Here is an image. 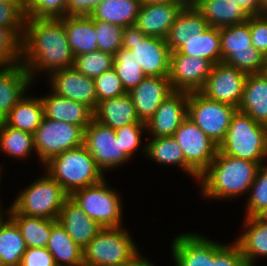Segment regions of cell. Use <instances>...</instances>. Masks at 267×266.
<instances>
[{"mask_svg":"<svg viewBox=\"0 0 267 266\" xmlns=\"http://www.w3.org/2000/svg\"><path fill=\"white\" fill-rule=\"evenodd\" d=\"M74 55L60 18H26L21 64L34 80L37 71H54L74 66Z\"/></svg>","mask_w":267,"mask_h":266,"instance_id":"1","label":"cell"},{"mask_svg":"<svg viewBox=\"0 0 267 266\" xmlns=\"http://www.w3.org/2000/svg\"><path fill=\"white\" fill-rule=\"evenodd\" d=\"M259 164L227 156L218 150L209 167L200 175L202 195L207 198L231 199L249 193Z\"/></svg>","mask_w":267,"mask_h":266,"instance_id":"2","label":"cell"},{"mask_svg":"<svg viewBox=\"0 0 267 266\" xmlns=\"http://www.w3.org/2000/svg\"><path fill=\"white\" fill-rule=\"evenodd\" d=\"M44 165L47 173L69 196L74 191L95 185L105 178L84 144L52 157Z\"/></svg>","mask_w":267,"mask_h":266,"instance_id":"3","label":"cell"},{"mask_svg":"<svg viewBox=\"0 0 267 266\" xmlns=\"http://www.w3.org/2000/svg\"><path fill=\"white\" fill-rule=\"evenodd\" d=\"M219 151L227 156L263 164L267 158V126L237 110L224 140L219 144Z\"/></svg>","mask_w":267,"mask_h":266,"instance_id":"4","label":"cell"},{"mask_svg":"<svg viewBox=\"0 0 267 266\" xmlns=\"http://www.w3.org/2000/svg\"><path fill=\"white\" fill-rule=\"evenodd\" d=\"M127 229L102 228L83 249V266H124L138 253Z\"/></svg>","mask_w":267,"mask_h":266,"instance_id":"5","label":"cell"},{"mask_svg":"<svg viewBox=\"0 0 267 266\" xmlns=\"http://www.w3.org/2000/svg\"><path fill=\"white\" fill-rule=\"evenodd\" d=\"M18 194L10 205L18 214L57 220L69 195L47 172Z\"/></svg>","mask_w":267,"mask_h":266,"instance_id":"6","label":"cell"},{"mask_svg":"<svg viewBox=\"0 0 267 266\" xmlns=\"http://www.w3.org/2000/svg\"><path fill=\"white\" fill-rule=\"evenodd\" d=\"M222 62L247 74L261 73L267 57L251 43L250 15L246 22L220 28Z\"/></svg>","mask_w":267,"mask_h":266,"instance_id":"7","label":"cell"},{"mask_svg":"<svg viewBox=\"0 0 267 266\" xmlns=\"http://www.w3.org/2000/svg\"><path fill=\"white\" fill-rule=\"evenodd\" d=\"M122 47L131 50L146 76H169L171 51L164 38L146 36L136 25L127 26Z\"/></svg>","mask_w":267,"mask_h":266,"instance_id":"8","label":"cell"},{"mask_svg":"<svg viewBox=\"0 0 267 266\" xmlns=\"http://www.w3.org/2000/svg\"><path fill=\"white\" fill-rule=\"evenodd\" d=\"M105 178L92 186L74 191L69 197L103 228L122 227V203Z\"/></svg>","mask_w":267,"mask_h":266,"instance_id":"9","label":"cell"},{"mask_svg":"<svg viewBox=\"0 0 267 266\" xmlns=\"http://www.w3.org/2000/svg\"><path fill=\"white\" fill-rule=\"evenodd\" d=\"M173 137L185 156V171L199 181L200 175L216 157L219 145L208 137L188 117L174 132Z\"/></svg>","mask_w":267,"mask_h":266,"instance_id":"10","label":"cell"},{"mask_svg":"<svg viewBox=\"0 0 267 266\" xmlns=\"http://www.w3.org/2000/svg\"><path fill=\"white\" fill-rule=\"evenodd\" d=\"M237 110L234 106L208 99L200 92L189 93L188 118L218 145L224 140Z\"/></svg>","mask_w":267,"mask_h":266,"instance_id":"11","label":"cell"},{"mask_svg":"<svg viewBox=\"0 0 267 266\" xmlns=\"http://www.w3.org/2000/svg\"><path fill=\"white\" fill-rule=\"evenodd\" d=\"M84 144V130L66 122L43 117L34 134L35 153L43 165L52 157Z\"/></svg>","mask_w":267,"mask_h":266,"instance_id":"12","label":"cell"},{"mask_svg":"<svg viewBox=\"0 0 267 266\" xmlns=\"http://www.w3.org/2000/svg\"><path fill=\"white\" fill-rule=\"evenodd\" d=\"M84 145L103 173L106 169H114L131 159L122 151L115 130L100 124L95 119L84 130Z\"/></svg>","mask_w":267,"mask_h":266,"instance_id":"13","label":"cell"},{"mask_svg":"<svg viewBox=\"0 0 267 266\" xmlns=\"http://www.w3.org/2000/svg\"><path fill=\"white\" fill-rule=\"evenodd\" d=\"M247 73L219 62L213 65L203 88L199 91L208 99L238 109L243 95Z\"/></svg>","mask_w":267,"mask_h":266,"instance_id":"14","label":"cell"},{"mask_svg":"<svg viewBox=\"0 0 267 266\" xmlns=\"http://www.w3.org/2000/svg\"><path fill=\"white\" fill-rule=\"evenodd\" d=\"M213 64L206 59L182 55L178 51L170 54L169 80L173 91L199 92L208 76Z\"/></svg>","mask_w":267,"mask_h":266,"instance_id":"15","label":"cell"},{"mask_svg":"<svg viewBox=\"0 0 267 266\" xmlns=\"http://www.w3.org/2000/svg\"><path fill=\"white\" fill-rule=\"evenodd\" d=\"M48 77L53 93L78 101L95 111L98 101L93 78L82 74L74 66L54 71Z\"/></svg>","mask_w":267,"mask_h":266,"instance_id":"16","label":"cell"},{"mask_svg":"<svg viewBox=\"0 0 267 266\" xmlns=\"http://www.w3.org/2000/svg\"><path fill=\"white\" fill-rule=\"evenodd\" d=\"M188 92L174 91L158 107L154 115L145 122L146 131L153 138L173 136L188 117Z\"/></svg>","mask_w":267,"mask_h":266,"instance_id":"17","label":"cell"},{"mask_svg":"<svg viewBox=\"0 0 267 266\" xmlns=\"http://www.w3.org/2000/svg\"><path fill=\"white\" fill-rule=\"evenodd\" d=\"M173 92L169 77L146 76L128 94L132 98L140 121L147 122Z\"/></svg>","mask_w":267,"mask_h":266,"instance_id":"18","label":"cell"},{"mask_svg":"<svg viewBox=\"0 0 267 266\" xmlns=\"http://www.w3.org/2000/svg\"><path fill=\"white\" fill-rule=\"evenodd\" d=\"M188 3H142L135 25L146 35L166 38L180 10Z\"/></svg>","mask_w":267,"mask_h":266,"instance_id":"19","label":"cell"},{"mask_svg":"<svg viewBox=\"0 0 267 266\" xmlns=\"http://www.w3.org/2000/svg\"><path fill=\"white\" fill-rule=\"evenodd\" d=\"M57 221L62 225L73 241L82 249L103 228L91 219L81 207L68 197L59 213Z\"/></svg>","mask_w":267,"mask_h":266,"instance_id":"20","label":"cell"},{"mask_svg":"<svg viewBox=\"0 0 267 266\" xmlns=\"http://www.w3.org/2000/svg\"><path fill=\"white\" fill-rule=\"evenodd\" d=\"M33 82L21 64L0 68V121L23 98Z\"/></svg>","mask_w":267,"mask_h":266,"instance_id":"21","label":"cell"},{"mask_svg":"<svg viewBox=\"0 0 267 266\" xmlns=\"http://www.w3.org/2000/svg\"><path fill=\"white\" fill-rule=\"evenodd\" d=\"M44 107V117L55 121L66 122L80 126L83 130L94 119V112L78 101L60 97L51 92L41 97Z\"/></svg>","mask_w":267,"mask_h":266,"instance_id":"22","label":"cell"},{"mask_svg":"<svg viewBox=\"0 0 267 266\" xmlns=\"http://www.w3.org/2000/svg\"><path fill=\"white\" fill-rule=\"evenodd\" d=\"M171 248L175 266H210V239L202 234H179Z\"/></svg>","mask_w":267,"mask_h":266,"instance_id":"23","label":"cell"},{"mask_svg":"<svg viewBox=\"0 0 267 266\" xmlns=\"http://www.w3.org/2000/svg\"><path fill=\"white\" fill-rule=\"evenodd\" d=\"M209 27L201 12L188 3L180 10L165 38L171 52L177 51L186 40L196 38Z\"/></svg>","mask_w":267,"mask_h":266,"instance_id":"24","label":"cell"},{"mask_svg":"<svg viewBox=\"0 0 267 266\" xmlns=\"http://www.w3.org/2000/svg\"><path fill=\"white\" fill-rule=\"evenodd\" d=\"M94 119L113 130L133 123H145L137 116L132 98L128 93L98 102Z\"/></svg>","mask_w":267,"mask_h":266,"instance_id":"25","label":"cell"},{"mask_svg":"<svg viewBox=\"0 0 267 266\" xmlns=\"http://www.w3.org/2000/svg\"><path fill=\"white\" fill-rule=\"evenodd\" d=\"M193 5L209 26L222 28L246 22L249 13L232 0H196Z\"/></svg>","mask_w":267,"mask_h":266,"instance_id":"26","label":"cell"},{"mask_svg":"<svg viewBox=\"0 0 267 266\" xmlns=\"http://www.w3.org/2000/svg\"><path fill=\"white\" fill-rule=\"evenodd\" d=\"M67 40L74 57L98 51L95 20L91 16H64Z\"/></svg>","mask_w":267,"mask_h":266,"instance_id":"27","label":"cell"},{"mask_svg":"<svg viewBox=\"0 0 267 266\" xmlns=\"http://www.w3.org/2000/svg\"><path fill=\"white\" fill-rule=\"evenodd\" d=\"M238 111L267 126V80L261 73L247 75Z\"/></svg>","mask_w":267,"mask_h":266,"instance_id":"28","label":"cell"},{"mask_svg":"<svg viewBox=\"0 0 267 266\" xmlns=\"http://www.w3.org/2000/svg\"><path fill=\"white\" fill-rule=\"evenodd\" d=\"M245 231L236 239L249 266H256L257 257L267 256V216L245 217Z\"/></svg>","mask_w":267,"mask_h":266,"instance_id":"29","label":"cell"},{"mask_svg":"<svg viewBox=\"0 0 267 266\" xmlns=\"http://www.w3.org/2000/svg\"><path fill=\"white\" fill-rule=\"evenodd\" d=\"M6 212L20 230L27 248H46L51 228L57 220L18 214L11 206Z\"/></svg>","mask_w":267,"mask_h":266,"instance_id":"30","label":"cell"},{"mask_svg":"<svg viewBox=\"0 0 267 266\" xmlns=\"http://www.w3.org/2000/svg\"><path fill=\"white\" fill-rule=\"evenodd\" d=\"M31 97L25 94L2 121L12 128L34 135L44 117V107L41 98Z\"/></svg>","mask_w":267,"mask_h":266,"instance_id":"31","label":"cell"},{"mask_svg":"<svg viewBox=\"0 0 267 266\" xmlns=\"http://www.w3.org/2000/svg\"><path fill=\"white\" fill-rule=\"evenodd\" d=\"M46 248L52 254L56 266H83V249L58 221L51 228Z\"/></svg>","mask_w":267,"mask_h":266,"instance_id":"32","label":"cell"},{"mask_svg":"<svg viewBox=\"0 0 267 266\" xmlns=\"http://www.w3.org/2000/svg\"><path fill=\"white\" fill-rule=\"evenodd\" d=\"M141 0H103L92 13L94 20L116 24L122 28L135 25Z\"/></svg>","mask_w":267,"mask_h":266,"instance_id":"33","label":"cell"},{"mask_svg":"<svg viewBox=\"0 0 267 266\" xmlns=\"http://www.w3.org/2000/svg\"><path fill=\"white\" fill-rule=\"evenodd\" d=\"M177 51L209 60L213 65L222 62L220 28L209 26L198 37L186 40Z\"/></svg>","mask_w":267,"mask_h":266,"instance_id":"34","label":"cell"},{"mask_svg":"<svg viewBox=\"0 0 267 266\" xmlns=\"http://www.w3.org/2000/svg\"><path fill=\"white\" fill-rule=\"evenodd\" d=\"M26 250L20 230L8 217L0 225V266H20Z\"/></svg>","mask_w":267,"mask_h":266,"instance_id":"35","label":"cell"},{"mask_svg":"<svg viewBox=\"0 0 267 266\" xmlns=\"http://www.w3.org/2000/svg\"><path fill=\"white\" fill-rule=\"evenodd\" d=\"M144 154L163 165H177L185 171V156L173 136L152 138L144 145Z\"/></svg>","mask_w":267,"mask_h":266,"instance_id":"36","label":"cell"},{"mask_svg":"<svg viewBox=\"0 0 267 266\" xmlns=\"http://www.w3.org/2000/svg\"><path fill=\"white\" fill-rule=\"evenodd\" d=\"M0 150L12 158H26L35 151L34 135L0 121Z\"/></svg>","mask_w":267,"mask_h":266,"instance_id":"37","label":"cell"},{"mask_svg":"<svg viewBox=\"0 0 267 266\" xmlns=\"http://www.w3.org/2000/svg\"><path fill=\"white\" fill-rule=\"evenodd\" d=\"M117 76L127 92L136 87L145 77L139 63L136 62L130 49L121 47L114 55V66Z\"/></svg>","mask_w":267,"mask_h":266,"instance_id":"38","label":"cell"},{"mask_svg":"<svg viewBox=\"0 0 267 266\" xmlns=\"http://www.w3.org/2000/svg\"><path fill=\"white\" fill-rule=\"evenodd\" d=\"M260 164L250 187L246 217L267 216V165Z\"/></svg>","mask_w":267,"mask_h":266,"instance_id":"39","label":"cell"},{"mask_svg":"<svg viewBox=\"0 0 267 266\" xmlns=\"http://www.w3.org/2000/svg\"><path fill=\"white\" fill-rule=\"evenodd\" d=\"M114 66V55L95 51L78 55L74 59V67L90 78L100 76L104 71L110 70Z\"/></svg>","mask_w":267,"mask_h":266,"instance_id":"40","label":"cell"},{"mask_svg":"<svg viewBox=\"0 0 267 266\" xmlns=\"http://www.w3.org/2000/svg\"><path fill=\"white\" fill-rule=\"evenodd\" d=\"M22 38L12 29L0 26V68L21 63Z\"/></svg>","mask_w":267,"mask_h":266,"instance_id":"41","label":"cell"},{"mask_svg":"<svg viewBox=\"0 0 267 266\" xmlns=\"http://www.w3.org/2000/svg\"><path fill=\"white\" fill-rule=\"evenodd\" d=\"M210 266H249L239 245L223 244L210 240Z\"/></svg>","mask_w":267,"mask_h":266,"instance_id":"42","label":"cell"},{"mask_svg":"<svg viewBox=\"0 0 267 266\" xmlns=\"http://www.w3.org/2000/svg\"><path fill=\"white\" fill-rule=\"evenodd\" d=\"M98 50L115 55L122 47L123 28L102 20H95Z\"/></svg>","mask_w":267,"mask_h":266,"instance_id":"43","label":"cell"},{"mask_svg":"<svg viewBox=\"0 0 267 266\" xmlns=\"http://www.w3.org/2000/svg\"><path fill=\"white\" fill-rule=\"evenodd\" d=\"M67 0H24L26 18H61Z\"/></svg>","mask_w":267,"mask_h":266,"instance_id":"44","label":"cell"},{"mask_svg":"<svg viewBox=\"0 0 267 266\" xmlns=\"http://www.w3.org/2000/svg\"><path fill=\"white\" fill-rule=\"evenodd\" d=\"M94 83L98 102L128 93L114 68L104 71L100 76L95 77Z\"/></svg>","mask_w":267,"mask_h":266,"instance_id":"45","label":"cell"},{"mask_svg":"<svg viewBox=\"0 0 267 266\" xmlns=\"http://www.w3.org/2000/svg\"><path fill=\"white\" fill-rule=\"evenodd\" d=\"M25 20L24 9L18 3L0 0V26L12 28L23 38Z\"/></svg>","mask_w":267,"mask_h":266,"instance_id":"46","label":"cell"},{"mask_svg":"<svg viewBox=\"0 0 267 266\" xmlns=\"http://www.w3.org/2000/svg\"><path fill=\"white\" fill-rule=\"evenodd\" d=\"M146 131L145 123H133L115 130L116 138L120 141L122 151H124L130 158L134 152L139 148L141 143V133Z\"/></svg>","mask_w":267,"mask_h":266,"instance_id":"47","label":"cell"},{"mask_svg":"<svg viewBox=\"0 0 267 266\" xmlns=\"http://www.w3.org/2000/svg\"><path fill=\"white\" fill-rule=\"evenodd\" d=\"M251 43L267 57V12L250 15Z\"/></svg>","mask_w":267,"mask_h":266,"instance_id":"48","label":"cell"},{"mask_svg":"<svg viewBox=\"0 0 267 266\" xmlns=\"http://www.w3.org/2000/svg\"><path fill=\"white\" fill-rule=\"evenodd\" d=\"M20 266H56L47 248H27Z\"/></svg>","mask_w":267,"mask_h":266,"instance_id":"49","label":"cell"},{"mask_svg":"<svg viewBox=\"0 0 267 266\" xmlns=\"http://www.w3.org/2000/svg\"><path fill=\"white\" fill-rule=\"evenodd\" d=\"M103 0H67L65 16H91Z\"/></svg>","mask_w":267,"mask_h":266,"instance_id":"50","label":"cell"},{"mask_svg":"<svg viewBox=\"0 0 267 266\" xmlns=\"http://www.w3.org/2000/svg\"><path fill=\"white\" fill-rule=\"evenodd\" d=\"M244 8L250 15L259 14L258 0H232Z\"/></svg>","mask_w":267,"mask_h":266,"instance_id":"51","label":"cell"},{"mask_svg":"<svg viewBox=\"0 0 267 266\" xmlns=\"http://www.w3.org/2000/svg\"><path fill=\"white\" fill-rule=\"evenodd\" d=\"M124 266H153L152 262L145 259V257H141L139 254L136 256L131 262L125 264Z\"/></svg>","mask_w":267,"mask_h":266,"instance_id":"52","label":"cell"},{"mask_svg":"<svg viewBox=\"0 0 267 266\" xmlns=\"http://www.w3.org/2000/svg\"><path fill=\"white\" fill-rule=\"evenodd\" d=\"M142 3H189L188 0H141Z\"/></svg>","mask_w":267,"mask_h":266,"instance_id":"53","label":"cell"},{"mask_svg":"<svg viewBox=\"0 0 267 266\" xmlns=\"http://www.w3.org/2000/svg\"><path fill=\"white\" fill-rule=\"evenodd\" d=\"M259 2V14L267 12V0H258Z\"/></svg>","mask_w":267,"mask_h":266,"instance_id":"54","label":"cell"},{"mask_svg":"<svg viewBox=\"0 0 267 266\" xmlns=\"http://www.w3.org/2000/svg\"><path fill=\"white\" fill-rule=\"evenodd\" d=\"M11 3H18L24 9V0H2Z\"/></svg>","mask_w":267,"mask_h":266,"instance_id":"55","label":"cell"},{"mask_svg":"<svg viewBox=\"0 0 267 266\" xmlns=\"http://www.w3.org/2000/svg\"><path fill=\"white\" fill-rule=\"evenodd\" d=\"M261 74L265 77V79L267 80V60H266V64L263 68V70L261 71Z\"/></svg>","mask_w":267,"mask_h":266,"instance_id":"56","label":"cell"},{"mask_svg":"<svg viewBox=\"0 0 267 266\" xmlns=\"http://www.w3.org/2000/svg\"><path fill=\"white\" fill-rule=\"evenodd\" d=\"M2 208L0 207V225L4 222V216H2L3 215V213L1 212V211H3V210H1Z\"/></svg>","mask_w":267,"mask_h":266,"instance_id":"57","label":"cell"},{"mask_svg":"<svg viewBox=\"0 0 267 266\" xmlns=\"http://www.w3.org/2000/svg\"><path fill=\"white\" fill-rule=\"evenodd\" d=\"M196 0H188L189 3H194Z\"/></svg>","mask_w":267,"mask_h":266,"instance_id":"58","label":"cell"},{"mask_svg":"<svg viewBox=\"0 0 267 266\" xmlns=\"http://www.w3.org/2000/svg\"><path fill=\"white\" fill-rule=\"evenodd\" d=\"M2 170V168H1V165H0V176H1V172H3V171H1ZM1 178V177H0ZM1 204V203H0Z\"/></svg>","mask_w":267,"mask_h":266,"instance_id":"59","label":"cell"}]
</instances>
